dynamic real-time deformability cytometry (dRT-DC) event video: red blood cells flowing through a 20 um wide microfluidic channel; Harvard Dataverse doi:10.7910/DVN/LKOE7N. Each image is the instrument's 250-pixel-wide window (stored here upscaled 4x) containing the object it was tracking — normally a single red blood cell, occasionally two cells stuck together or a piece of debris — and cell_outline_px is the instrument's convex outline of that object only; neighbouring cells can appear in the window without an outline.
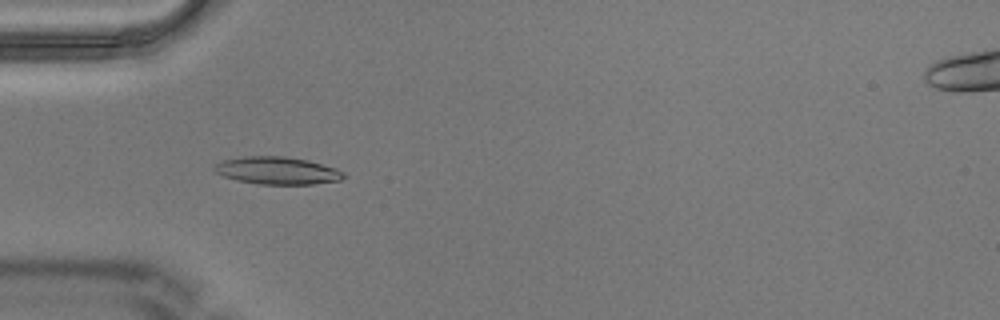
{"species": "Egyptian fruit bat (a non-hibernating species)", "species_latin": "Rousettus aegyptiacus", "temperature_condition": "warm", "stored_images_in_passage": 5, "camera_frame_rate_fps": 3000, "um_per_image_px": 0.085, "animal": {"sex": "male"}, "frame": {"image": 1, "passage_image": 4, "time_ms": 1.0, "image_size_px": [1000, 320], "cell_outline_px": [[348, 176], [340, 180], [312, 184], [256, 184], [236, 180], [224, 176], [216, 172], [212, 168], [212, 164], [224, 160], [248, 156], [284, 156], [308, 160], [336, 168], [344, 172]], "centroid_in_image_um": [23.57, 14.5], "position_along_channel_um": 61.4, "area_um2": 20.81}}